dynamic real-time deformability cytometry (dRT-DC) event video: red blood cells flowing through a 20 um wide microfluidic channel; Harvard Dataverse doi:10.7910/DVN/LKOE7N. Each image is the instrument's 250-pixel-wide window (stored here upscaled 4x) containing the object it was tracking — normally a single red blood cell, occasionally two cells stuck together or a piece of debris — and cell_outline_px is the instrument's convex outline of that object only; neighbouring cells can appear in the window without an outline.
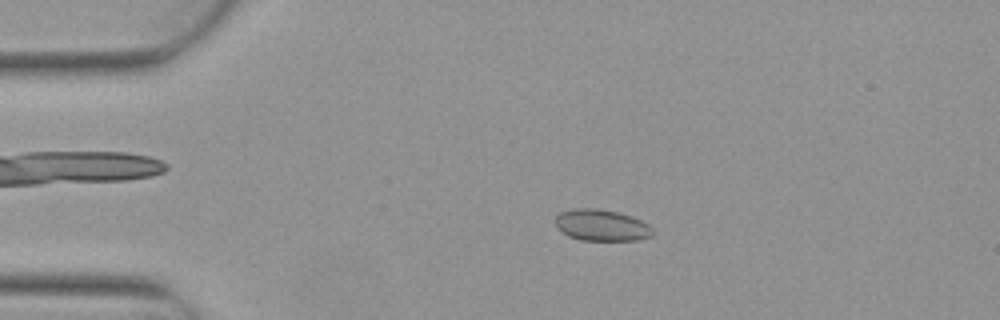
{"species": "Egyptian fruit bat (a non-hibernating species)", "species_latin": "Rousettus aegyptiacus", "temperature_condition": "warm", "stored_images_in_passage": 5, "segment_of_instrument_passage": [1, 2], "camera_frame_rate_fps": 3000, "um_per_image_px": 0.085, "animal": {"sex": "female"}, "frame": {"image": 1, "passage_image": 3, "time_ms": 0.667, "image_size_px": [1000, 320], "cell_outline_px": [[652, 236], [636, 240], [580, 240], [568, 236], [556, 224], [556, 216], [560, 212], [572, 208], [596, 208], [616, 212], [632, 216], [648, 224], [652, 228]], "centroid_in_image_um": [51.13, 19.14], "position_along_channel_um": 33.9, "area_um2": 17.69}}